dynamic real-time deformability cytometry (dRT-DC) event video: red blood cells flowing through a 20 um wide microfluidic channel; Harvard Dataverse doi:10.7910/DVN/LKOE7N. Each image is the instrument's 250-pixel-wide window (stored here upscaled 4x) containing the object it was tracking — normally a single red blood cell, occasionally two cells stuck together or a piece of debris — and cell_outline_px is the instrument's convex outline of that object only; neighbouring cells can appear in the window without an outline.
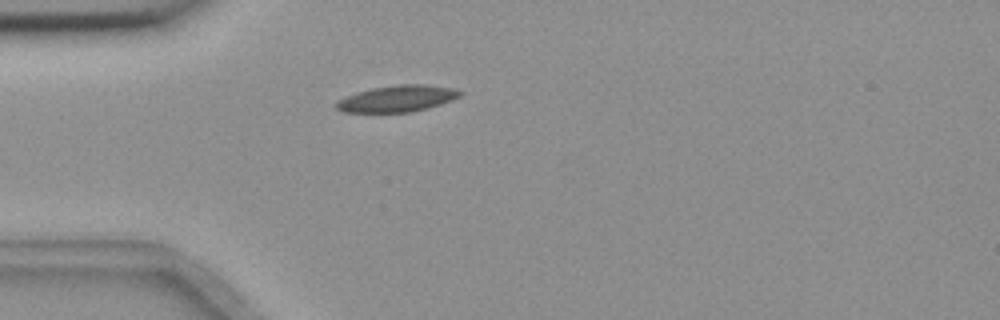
{"species": "common noctule bat (a hibernating species)", "species_latin": "Nyctalus noctula", "temperature_condition": "room temperature", "stored_images_in_passage": 2, "camera_frame_rate_fps": 3000, "um_per_image_px": 0.085, "animal": {"sex": "female", "body_mass_g": 18.4}, "frame": {"image": 1, "passage_image": 2, "time_ms": 0.333, "image_size_px": [1000, 320], "cell_outline_px": [[464, 92], [460, 96], [452, 100], [428, 108], [412, 112], [344, 112], [336, 108], [332, 104], [336, 100], [344, 96], [356, 92], [372, 88], [396, 84], [424, 84], [452, 88]], "centroid_in_image_um": [33.72, 8.38], "position_along_channel_um": 51.3, "area_um2": 19.31}}